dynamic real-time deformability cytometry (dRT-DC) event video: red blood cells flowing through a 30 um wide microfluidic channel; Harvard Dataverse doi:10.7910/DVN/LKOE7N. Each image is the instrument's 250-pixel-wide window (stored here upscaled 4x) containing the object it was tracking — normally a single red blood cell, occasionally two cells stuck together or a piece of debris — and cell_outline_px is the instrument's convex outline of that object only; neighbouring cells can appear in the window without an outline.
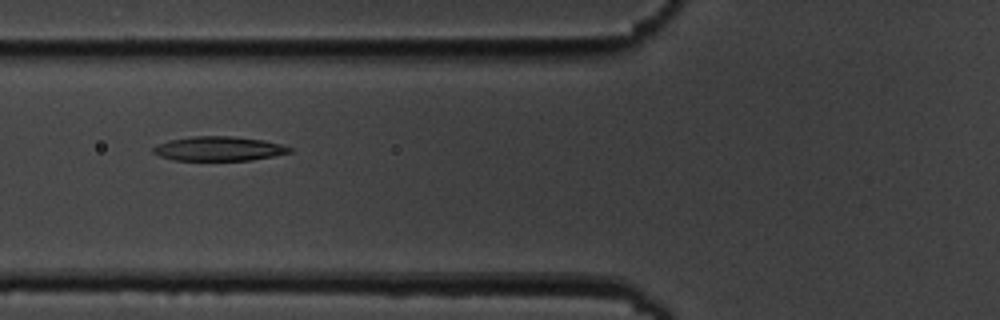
{"species": "common noctule bat (a hibernating species)", "species_latin": "Nyctalus noctula", "temperature_condition": "cold", "stored_images_in_passage": 8, "camera_frame_rate_fps": 3000, "um_per_image_px": 0.085, "animal": {"sex": "male", "body_mass_g": 19.5, "forearm_length_mm": 54.6}, "frame": {"image": 1, "passage_image": 7, "time_ms": 7.0, "image_size_px": [1000, 320], "cell_outline_px": [[292, 152], [252, 160], [172, 160], [160, 156], [152, 152], [152, 148], [156, 144], [168, 140], [192, 136], [232, 136], [264, 140], [280, 144], [292, 148]], "centroid_in_image_um": [18.56, 12.63], "position_along_channel_um": 107.2, "area_um2": 19.42}}
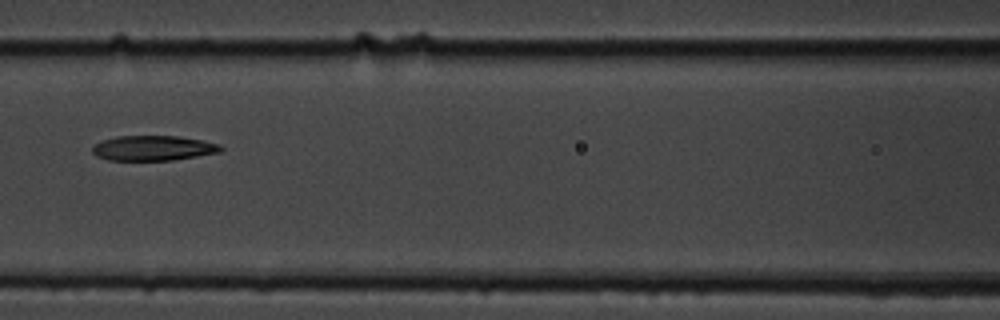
{"frame": {"image": 2, "passage_image": 8, "time_ms": 8.333, "image_size_px": [1000, 320], "cell_outline_px": [[224, 148], [220, 152], [172, 160], [108, 160], [96, 156], [92, 152], [92, 148], [96, 144], [104, 140], [116, 136], [176, 136], [200, 140], [220, 144]], "centroid_in_image_um": [13.02, 12.59], "position_along_channel_um": 153.6, "area_um2": 18.55}}